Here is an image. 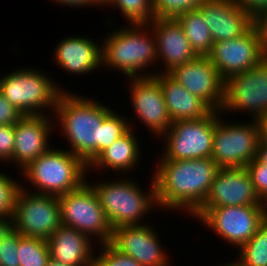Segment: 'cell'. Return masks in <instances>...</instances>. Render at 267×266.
<instances>
[{
  "mask_svg": "<svg viewBox=\"0 0 267 266\" xmlns=\"http://www.w3.org/2000/svg\"><path fill=\"white\" fill-rule=\"evenodd\" d=\"M67 92L59 95L53 115L71 146L69 151L88 166L133 126L104 104Z\"/></svg>",
  "mask_w": 267,
  "mask_h": 266,
  "instance_id": "cell-1",
  "label": "cell"
},
{
  "mask_svg": "<svg viewBox=\"0 0 267 266\" xmlns=\"http://www.w3.org/2000/svg\"><path fill=\"white\" fill-rule=\"evenodd\" d=\"M152 178L157 206L191 216L204 204L219 170L211 158L160 160Z\"/></svg>",
  "mask_w": 267,
  "mask_h": 266,
  "instance_id": "cell-2",
  "label": "cell"
},
{
  "mask_svg": "<svg viewBox=\"0 0 267 266\" xmlns=\"http://www.w3.org/2000/svg\"><path fill=\"white\" fill-rule=\"evenodd\" d=\"M129 25L110 32L112 34L109 33L108 37L102 40L101 65L108 69L114 68L115 71L121 70L129 78L153 76L155 72H140L158 61L154 32L149 24Z\"/></svg>",
  "mask_w": 267,
  "mask_h": 266,
  "instance_id": "cell-3",
  "label": "cell"
},
{
  "mask_svg": "<svg viewBox=\"0 0 267 266\" xmlns=\"http://www.w3.org/2000/svg\"><path fill=\"white\" fill-rule=\"evenodd\" d=\"M87 170L88 166L79 157L51 146L24 168L22 174L36 188L34 192L59 197L78 189L86 181Z\"/></svg>",
  "mask_w": 267,
  "mask_h": 266,
  "instance_id": "cell-4",
  "label": "cell"
},
{
  "mask_svg": "<svg viewBox=\"0 0 267 266\" xmlns=\"http://www.w3.org/2000/svg\"><path fill=\"white\" fill-rule=\"evenodd\" d=\"M129 179V180H128ZM151 181L148 192L143 191L137 182L130 178L109 182H92L100 205L112 229L125 225H141L145 214L157 206L155 181ZM151 209V210H150ZM148 213V214H147Z\"/></svg>",
  "mask_w": 267,
  "mask_h": 266,
  "instance_id": "cell-5",
  "label": "cell"
},
{
  "mask_svg": "<svg viewBox=\"0 0 267 266\" xmlns=\"http://www.w3.org/2000/svg\"><path fill=\"white\" fill-rule=\"evenodd\" d=\"M42 71L28 66L0 76V92L23 115H44L46 108L55 111L64 88Z\"/></svg>",
  "mask_w": 267,
  "mask_h": 266,
  "instance_id": "cell-6",
  "label": "cell"
},
{
  "mask_svg": "<svg viewBox=\"0 0 267 266\" xmlns=\"http://www.w3.org/2000/svg\"><path fill=\"white\" fill-rule=\"evenodd\" d=\"M219 112L217 111L211 159L219 168H243L257 156L263 136L261 120L252 119L248 124H228L222 120V113Z\"/></svg>",
  "mask_w": 267,
  "mask_h": 266,
  "instance_id": "cell-7",
  "label": "cell"
},
{
  "mask_svg": "<svg viewBox=\"0 0 267 266\" xmlns=\"http://www.w3.org/2000/svg\"><path fill=\"white\" fill-rule=\"evenodd\" d=\"M32 192L20 186L8 224L22 236L48 240L61 225L59 199Z\"/></svg>",
  "mask_w": 267,
  "mask_h": 266,
  "instance_id": "cell-8",
  "label": "cell"
},
{
  "mask_svg": "<svg viewBox=\"0 0 267 266\" xmlns=\"http://www.w3.org/2000/svg\"><path fill=\"white\" fill-rule=\"evenodd\" d=\"M58 199L61 225L74 228L90 236V239L96 236L98 245L110 243L113 229L90 183L85 181L78 189L63 194Z\"/></svg>",
  "mask_w": 267,
  "mask_h": 266,
  "instance_id": "cell-9",
  "label": "cell"
},
{
  "mask_svg": "<svg viewBox=\"0 0 267 266\" xmlns=\"http://www.w3.org/2000/svg\"><path fill=\"white\" fill-rule=\"evenodd\" d=\"M216 123L215 110L198 120L172 122L170 128L160 137H165L163 158L160 157V160L211 158Z\"/></svg>",
  "mask_w": 267,
  "mask_h": 266,
  "instance_id": "cell-10",
  "label": "cell"
},
{
  "mask_svg": "<svg viewBox=\"0 0 267 266\" xmlns=\"http://www.w3.org/2000/svg\"><path fill=\"white\" fill-rule=\"evenodd\" d=\"M204 225L240 249L266 220L262 206L199 208L193 215Z\"/></svg>",
  "mask_w": 267,
  "mask_h": 266,
  "instance_id": "cell-11",
  "label": "cell"
},
{
  "mask_svg": "<svg viewBox=\"0 0 267 266\" xmlns=\"http://www.w3.org/2000/svg\"><path fill=\"white\" fill-rule=\"evenodd\" d=\"M247 111L256 120L267 113V57L256 67L224 80L220 112ZM253 114V115H252Z\"/></svg>",
  "mask_w": 267,
  "mask_h": 266,
  "instance_id": "cell-12",
  "label": "cell"
},
{
  "mask_svg": "<svg viewBox=\"0 0 267 266\" xmlns=\"http://www.w3.org/2000/svg\"><path fill=\"white\" fill-rule=\"evenodd\" d=\"M208 57L225 80L258 66L267 57V47L253 24L237 38L213 43Z\"/></svg>",
  "mask_w": 267,
  "mask_h": 266,
  "instance_id": "cell-13",
  "label": "cell"
},
{
  "mask_svg": "<svg viewBox=\"0 0 267 266\" xmlns=\"http://www.w3.org/2000/svg\"><path fill=\"white\" fill-rule=\"evenodd\" d=\"M168 74L212 110L220 111L224 97V79L208 56H196Z\"/></svg>",
  "mask_w": 267,
  "mask_h": 266,
  "instance_id": "cell-14",
  "label": "cell"
},
{
  "mask_svg": "<svg viewBox=\"0 0 267 266\" xmlns=\"http://www.w3.org/2000/svg\"><path fill=\"white\" fill-rule=\"evenodd\" d=\"M129 81L134 113L154 136L162 137L170 128L172 120L158 78L155 75L131 77Z\"/></svg>",
  "mask_w": 267,
  "mask_h": 266,
  "instance_id": "cell-15",
  "label": "cell"
},
{
  "mask_svg": "<svg viewBox=\"0 0 267 266\" xmlns=\"http://www.w3.org/2000/svg\"><path fill=\"white\" fill-rule=\"evenodd\" d=\"M154 230L148 223L120 226L113 229L110 244L142 266H170V260L166 258L168 256Z\"/></svg>",
  "mask_w": 267,
  "mask_h": 266,
  "instance_id": "cell-16",
  "label": "cell"
},
{
  "mask_svg": "<svg viewBox=\"0 0 267 266\" xmlns=\"http://www.w3.org/2000/svg\"><path fill=\"white\" fill-rule=\"evenodd\" d=\"M262 206L246 168H219L200 208Z\"/></svg>",
  "mask_w": 267,
  "mask_h": 266,
  "instance_id": "cell-17",
  "label": "cell"
},
{
  "mask_svg": "<svg viewBox=\"0 0 267 266\" xmlns=\"http://www.w3.org/2000/svg\"><path fill=\"white\" fill-rule=\"evenodd\" d=\"M197 9L207 23L213 43L243 35L254 18L233 0H204Z\"/></svg>",
  "mask_w": 267,
  "mask_h": 266,
  "instance_id": "cell-18",
  "label": "cell"
},
{
  "mask_svg": "<svg viewBox=\"0 0 267 266\" xmlns=\"http://www.w3.org/2000/svg\"><path fill=\"white\" fill-rule=\"evenodd\" d=\"M49 119L51 120L45 114L24 115L14 124L15 145L11 161H14L20 170L50 149L49 137L54 127Z\"/></svg>",
  "mask_w": 267,
  "mask_h": 266,
  "instance_id": "cell-19",
  "label": "cell"
},
{
  "mask_svg": "<svg viewBox=\"0 0 267 266\" xmlns=\"http://www.w3.org/2000/svg\"><path fill=\"white\" fill-rule=\"evenodd\" d=\"M149 25L156 38L157 58L165 65L161 73H169L197 56L175 18H154Z\"/></svg>",
  "mask_w": 267,
  "mask_h": 266,
  "instance_id": "cell-20",
  "label": "cell"
},
{
  "mask_svg": "<svg viewBox=\"0 0 267 266\" xmlns=\"http://www.w3.org/2000/svg\"><path fill=\"white\" fill-rule=\"evenodd\" d=\"M54 50L53 60L68 73L84 75L102 67L101 44L88 37L67 36Z\"/></svg>",
  "mask_w": 267,
  "mask_h": 266,
  "instance_id": "cell-21",
  "label": "cell"
},
{
  "mask_svg": "<svg viewBox=\"0 0 267 266\" xmlns=\"http://www.w3.org/2000/svg\"><path fill=\"white\" fill-rule=\"evenodd\" d=\"M92 242L82 232L60 225L47 240L50 259L69 266H93Z\"/></svg>",
  "mask_w": 267,
  "mask_h": 266,
  "instance_id": "cell-22",
  "label": "cell"
},
{
  "mask_svg": "<svg viewBox=\"0 0 267 266\" xmlns=\"http://www.w3.org/2000/svg\"><path fill=\"white\" fill-rule=\"evenodd\" d=\"M162 89L167 112L172 122L198 120L207 116L212 109L199 97L187 91L168 73H155Z\"/></svg>",
  "mask_w": 267,
  "mask_h": 266,
  "instance_id": "cell-23",
  "label": "cell"
},
{
  "mask_svg": "<svg viewBox=\"0 0 267 266\" xmlns=\"http://www.w3.org/2000/svg\"><path fill=\"white\" fill-rule=\"evenodd\" d=\"M133 129L130 128L124 135L115 140L112 145L103 150L89 165L88 170L112 169L116 173L131 170L138 164L141 157L140 148Z\"/></svg>",
  "mask_w": 267,
  "mask_h": 266,
  "instance_id": "cell-24",
  "label": "cell"
},
{
  "mask_svg": "<svg viewBox=\"0 0 267 266\" xmlns=\"http://www.w3.org/2000/svg\"><path fill=\"white\" fill-rule=\"evenodd\" d=\"M182 26L184 34L197 56H208L212 50L213 40L207 23L198 9L190 10L175 18Z\"/></svg>",
  "mask_w": 267,
  "mask_h": 266,
  "instance_id": "cell-25",
  "label": "cell"
},
{
  "mask_svg": "<svg viewBox=\"0 0 267 266\" xmlns=\"http://www.w3.org/2000/svg\"><path fill=\"white\" fill-rule=\"evenodd\" d=\"M18 259L20 266H47L50 253L47 240L19 234Z\"/></svg>",
  "mask_w": 267,
  "mask_h": 266,
  "instance_id": "cell-26",
  "label": "cell"
},
{
  "mask_svg": "<svg viewBox=\"0 0 267 266\" xmlns=\"http://www.w3.org/2000/svg\"><path fill=\"white\" fill-rule=\"evenodd\" d=\"M116 6L130 24H149L154 17L153 0H101V6Z\"/></svg>",
  "mask_w": 267,
  "mask_h": 266,
  "instance_id": "cell-27",
  "label": "cell"
},
{
  "mask_svg": "<svg viewBox=\"0 0 267 266\" xmlns=\"http://www.w3.org/2000/svg\"><path fill=\"white\" fill-rule=\"evenodd\" d=\"M245 266H267V219L239 250Z\"/></svg>",
  "mask_w": 267,
  "mask_h": 266,
  "instance_id": "cell-28",
  "label": "cell"
},
{
  "mask_svg": "<svg viewBox=\"0 0 267 266\" xmlns=\"http://www.w3.org/2000/svg\"><path fill=\"white\" fill-rule=\"evenodd\" d=\"M19 233L9 224H0V266H20L18 259Z\"/></svg>",
  "mask_w": 267,
  "mask_h": 266,
  "instance_id": "cell-29",
  "label": "cell"
},
{
  "mask_svg": "<svg viewBox=\"0 0 267 266\" xmlns=\"http://www.w3.org/2000/svg\"><path fill=\"white\" fill-rule=\"evenodd\" d=\"M20 185L23 184L0 172V224H8L11 220Z\"/></svg>",
  "mask_w": 267,
  "mask_h": 266,
  "instance_id": "cell-30",
  "label": "cell"
},
{
  "mask_svg": "<svg viewBox=\"0 0 267 266\" xmlns=\"http://www.w3.org/2000/svg\"><path fill=\"white\" fill-rule=\"evenodd\" d=\"M204 0H153L155 18H176L195 10Z\"/></svg>",
  "mask_w": 267,
  "mask_h": 266,
  "instance_id": "cell-31",
  "label": "cell"
},
{
  "mask_svg": "<svg viewBox=\"0 0 267 266\" xmlns=\"http://www.w3.org/2000/svg\"><path fill=\"white\" fill-rule=\"evenodd\" d=\"M101 246L99 254L94 255L93 266H142L136 259L119 252L110 243Z\"/></svg>",
  "mask_w": 267,
  "mask_h": 266,
  "instance_id": "cell-32",
  "label": "cell"
},
{
  "mask_svg": "<svg viewBox=\"0 0 267 266\" xmlns=\"http://www.w3.org/2000/svg\"><path fill=\"white\" fill-rule=\"evenodd\" d=\"M245 168L251 177L256 194L263 200L267 196V166L255 158Z\"/></svg>",
  "mask_w": 267,
  "mask_h": 266,
  "instance_id": "cell-33",
  "label": "cell"
},
{
  "mask_svg": "<svg viewBox=\"0 0 267 266\" xmlns=\"http://www.w3.org/2000/svg\"><path fill=\"white\" fill-rule=\"evenodd\" d=\"M15 145L14 125H0V161L12 160Z\"/></svg>",
  "mask_w": 267,
  "mask_h": 266,
  "instance_id": "cell-34",
  "label": "cell"
},
{
  "mask_svg": "<svg viewBox=\"0 0 267 266\" xmlns=\"http://www.w3.org/2000/svg\"><path fill=\"white\" fill-rule=\"evenodd\" d=\"M23 116L0 92V125H14Z\"/></svg>",
  "mask_w": 267,
  "mask_h": 266,
  "instance_id": "cell-35",
  "label": "cell"
},
{
  "mask_svg": "<svg viewBox=\"0 0 267 266\" xmlns=\"http://www.w3.org/2000/svg\"><path fill=\"white\" fill-rule=\"evenodd\" d=\"M243 10L247 11L253 18L267 8V0H233Z\"/></svg>",
  "mask_w": 267,
  "mask_h": 266,
  "instance_id": "cell-36",
  "label": "cell"
},
{
  "mask_svg": "<svg viewBox=\"0 0 267 266\" xmlns=\"http://www.w3.org/2000/svg\"><path fill=\"white\" fill-rule=\"evenodd\" d=\"M254 24L260 32L264 44L267 47V8L254 18Z\"/></svg>",
  "mask_w": 267,
  "mask_h": 266,
  "instance_id": "cell-37",
  "label": "cell"
},
{
  "mask_svg": "<svg viewBox=\"0 0 267 266\" xmlns=\"http://www.w3.org/2000/svg\"><path fill=\"white\" fill-rule=\"evenodd\" d=\"M56 3H60L63 6L69 7H90L92 6H101V0H53Z\"/></svg>",
  "mask_w": 267,
  "mask_h": 266,
  "instance_id": "cell-38",
  "label": "cell"
},
{
  "mask_svg": "<svg viewBox=\"0 0 267 266\" xmlns=\"http://www.w3.org/2000/svg\"><path fill=\"white\" fill-rule=\"evenodd\" d=\"M256 158L267 166V137L264 135L259 142Z\"/></svg>",
  "mask_w": 267,
  "mask_h": 266,
  "instance_id": "cell-39",
  "label": "cell"
},
{
  "mask_svg": "<svg viewBox=\"0 0 267 266\" xmlns=\"http://www.w3.org/2000/svg\"><path fill=\"white\" fill-rule=\"evenodd\" d=\"M239 260H234L233 262H230V263H226V264H223L224 266H245L244 265V260L239 256V258H237ZM221 265V266H223Z\"/></svg>",
  "mask_w": 267,
  "mask_h": 266,
  "instance_id": "cell-40",
  "label": "cell"
},
{
  "mask_svg": "<svg viewBox=\"0 0 267 266\" xmlns=\"http://www.w3.org/2000/svg\"><path fill=\"white\" fill-rule=\"evenodd\" d=\"M261 124H262L263 135L267 137V113H266V115L261 119Z\"/></svg>",
  "mask_w": 267,
  "mask_h": 266,
  "instance_id": "cell-41",
  "label": "cell"
},
{
  "mask_svg": "<svg viewBox=\"0 0 267 266\" xmlns=\"http://www.w3.org/2000/svg\"><path fill=\"white\" fill-rule=\"evenodd\" d=\"M47 266H69V265H66V264L60 263V262H56V261L50 259L47 263Z\"/></svg>",
  "mask_w": 267,
  "mask_h": 266,
  "instance_id": "cell-42",
  "label": "cell"
},
{
  "mask_svg": "<svg viewBox=\"0 0 267 266\" xmlns=\"http://www.w3.org/2000/svg\"><path fill=\"white\" fill-rule=\"evenodd\" d=\"M262 207L264 209V214H265L266 219H267V196L262 200Z\"/></svg>",
  "mask_w": 267,
  "mask_h": 266,
  "instance_id": "cell-43",
  "label": "cell"
}]
</instances>
